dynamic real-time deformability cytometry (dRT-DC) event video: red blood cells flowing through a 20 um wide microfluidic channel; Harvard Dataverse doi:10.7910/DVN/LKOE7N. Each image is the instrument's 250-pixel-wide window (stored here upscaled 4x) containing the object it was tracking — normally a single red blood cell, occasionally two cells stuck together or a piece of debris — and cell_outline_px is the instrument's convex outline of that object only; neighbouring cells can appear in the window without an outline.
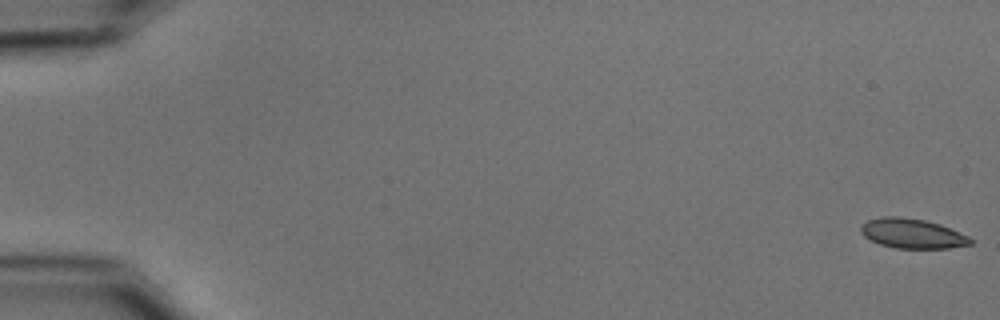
{"species": "common noctule bat (a hibernating species)", "species_latin": "Nyctalus noctula", "temperature_condition": "cold", "stored_images_in_passage": 55, "camera_frame_rate_fps": 3000, "um_per_image_px": 0.085, "animal": {"sex": "male", "body_mass_g": 15.6}, "frame": {"image": 1, "passage_image": 1, "time_ms": 0.0, "image_size_px": [1000, 320], "cell_outline_px": [[972, 244], [948, 248], [896, 248], [880, 244], [868, 240], [860, 232], [860, 224], [868, 220], [880, 216], [900, 216], [924, 220], [940, 224], [968, 236], [972, 240]], "centroid_in_image_um": [77.48, 19.84], "position_along_channel_um": 7.5, "area_um2": 19.07}}
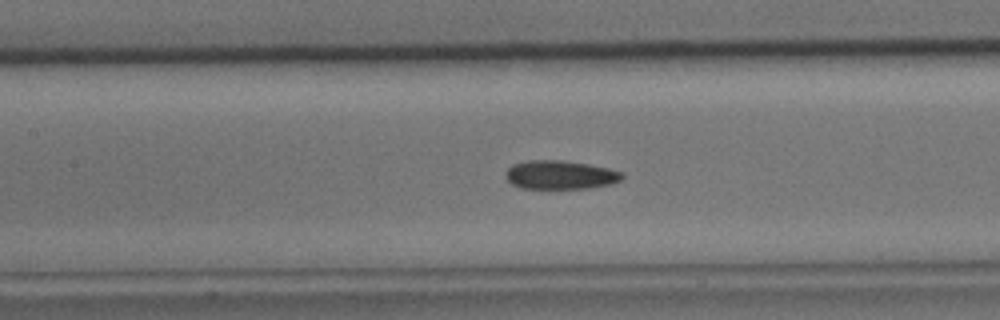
{"frame": {"image": 2, "passage_image": 26, "time_ms": 8.333, "image_size_px": [1000, 320], "cell_outline_px": [[624, 176], [620, 180], [612, 184], [588, 188], [520, 188], [512, 184], [504, 176], [504, 172], [512, 164], [528, 160], [560, 160], [588, 164], [608, 168], [624, 172]], "centroid_in_image_um": [47.61, 14.86], "position_along_channel_um": 159.8, "area_um2": 19.59}}
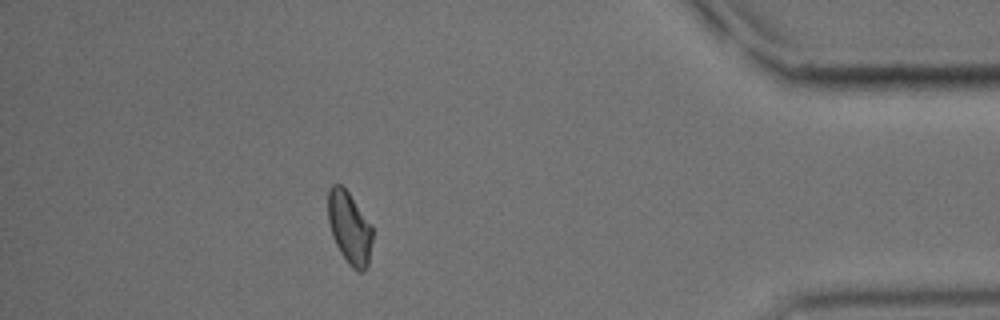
{"frame": {"image": 3, "passage_image": 49, "time_ms": 16.0, "image_size_px": [1000, 320], "cell_outline_px": [[372, 240], [368, 264], [364, 272], [356, 272], [348, 264], [340, 252], [332, 236], [328, 220], [328, 188], [332, 184], [340, 184], [348, 192], [372, 224]], "centroid_in_image_um": [29.7, 19.38], "position_along_channel_um": 405.5, "area_um2": 18.9}, "authors_computed_cell_mechanics": {"area_um2": 19.4208, "velocity_mm_per_s": 3.7308, "shape_relaxation_time_tau1_ms": 6.3955, "shape_relaxation_time_tau2_ms": 2.5774, "deformation_change_tau1": 0.1431, "deformation_change_tau2": 0.0669}}